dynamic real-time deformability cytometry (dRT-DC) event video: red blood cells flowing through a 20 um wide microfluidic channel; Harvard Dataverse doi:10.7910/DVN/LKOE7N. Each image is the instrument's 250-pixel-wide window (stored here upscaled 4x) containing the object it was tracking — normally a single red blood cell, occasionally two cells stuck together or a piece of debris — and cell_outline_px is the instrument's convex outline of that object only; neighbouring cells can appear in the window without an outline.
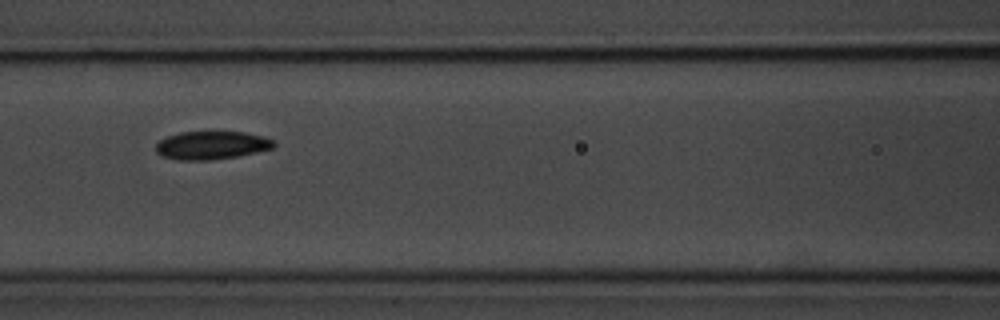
{"species": "common noctule bat (a hibernating species)", "species_latin": "Nyctalus noctula", "temperature_condition": "room temperature", "stored_images_in_passage": 6, "camera_frame_rate_fps": 3000, "um_per_image_px": 0.085, "animal": {"sex": "male", "body_mass_g": 20.1, "forearm_length_mm": 53.5}, "frame": {"image": 1, "passage_image": 6, "time_ms": 6.0, "image_size_px": [1000, 320], "cell_outline_px": [[276, 144], [272, 148], [240, 156], [212, 160], [176, 160], [160, 156], [156, 152], [156, 144], [160, 140], [168, 136], [180, 132], [244, 132], [264, 136], [272, 140]], "centroid_in_image_um": [17.96, 12.36], "position_along_channel_um": 148.6, "area_um2": 19.48}}